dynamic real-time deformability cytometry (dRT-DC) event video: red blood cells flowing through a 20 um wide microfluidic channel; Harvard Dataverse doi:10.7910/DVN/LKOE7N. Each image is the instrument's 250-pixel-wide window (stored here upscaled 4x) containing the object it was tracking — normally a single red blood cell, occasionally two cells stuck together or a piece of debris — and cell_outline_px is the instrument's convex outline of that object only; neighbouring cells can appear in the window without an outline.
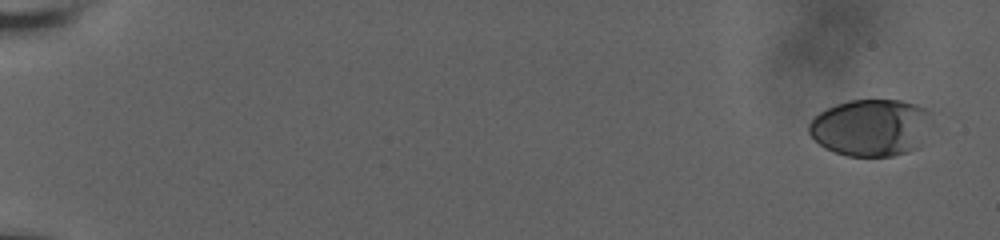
{"species": "human", "species_latin": "Homo sapiens", "temperature_condition": "room temperature", "stored_images_in_passage": 8, "camera_frame_rate_fps": 3000, "um_per_image_px": 0.085, "donor": {"sex": "male"}, "frame": {"image": 1, "passage_image": 1, "time_ms": 0.0, "image_size_px": [1000, 240], "cell_outline_px": [[932, 124], [920, 148], [908, 152], [892, 156], [848, 156], [824, 148], [808, 132], [808, 124], [820, 112], [836, 104], [848, 100], [900, 100], [916, 104], [924, 108], [928, 112], [932, 120]], "centroid_in_image_um": [74.08, 10.85], "position_along_channel_um": 10.9, "area_um2": 41.15}}
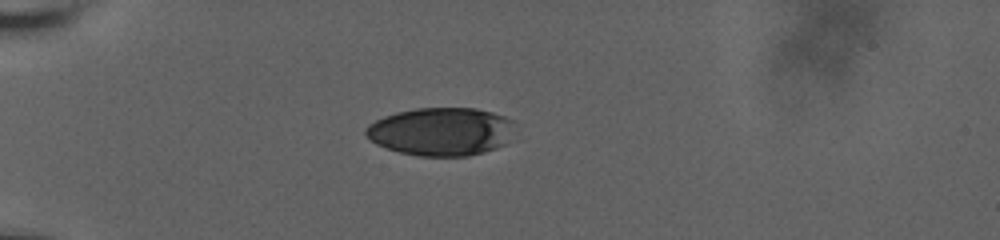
{"frame": {"image": 2, "passage_image": 6, "time_ms": 5.667, "image_size_px": [1000, 240], "cell_outline_px": [[512, 120], [504, 144], [496, 148], [484, 152], [468, 156], [420, 156], [400, 152], [376, 144], [364, 132], [364, 128], [368, 124], [384, 116], [396, 112], [416, 108], [476, 108], [492, 112], [504, 116]], "centroid_in_image_um": [37.42, 11.17], "position_along_channel_um": 47.6, "area_um2": 41.33}}
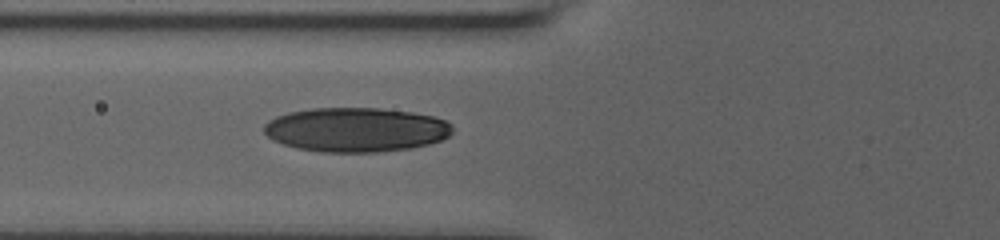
{"frame": {"image": 3, "passage_image": 8, "time_ms": 8.0, "image_size_px": [1000, 240], "cell_outline_px": [[452, 132], [448, 136], [440, 140], [428, 144], [412, 148], [376, 152], [320, 152], [296, 148], [272, 140], [264, 132], [264, 124], [268, 120], [276, 116], [288, 112], [312, 108], [380, 108], [412, 112], [432, 116], [444, 120], [452, 124]], "centroid_in_image_um": [30.23, 11.02], "position_along_channel_um": 95.6, "area_um2": 48.84}}